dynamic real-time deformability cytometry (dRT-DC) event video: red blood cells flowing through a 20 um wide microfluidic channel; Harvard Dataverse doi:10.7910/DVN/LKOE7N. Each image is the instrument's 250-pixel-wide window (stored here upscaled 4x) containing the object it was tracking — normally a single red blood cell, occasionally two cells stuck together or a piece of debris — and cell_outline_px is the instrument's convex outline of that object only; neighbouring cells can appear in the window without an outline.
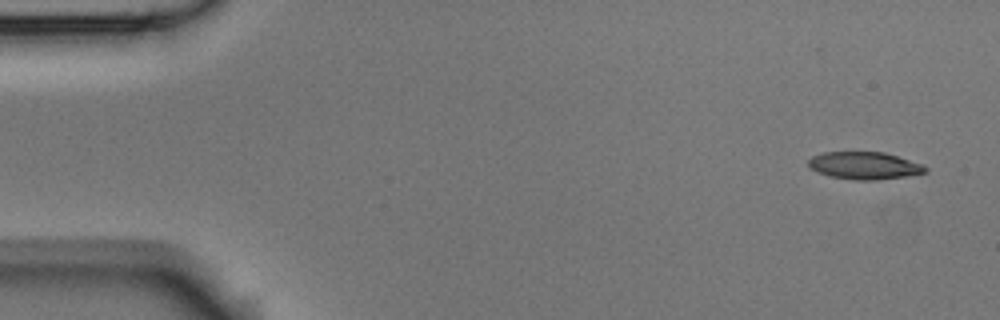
{"species": "Egyptian fruit bat (a non-hibernating species)", "species_latin": "Rousettus aegyptiacus", "temperature_condition": "room temperature", "stored_images_in_passage": 6, "camera_frame_rate_fps": 3000, "um_per_image_px": 0.085, "animal": {"sex": "male"}, "frame": {"image": 1, "passage_image": 1, "time_ms": 0.0, "image_size_px": [1000, 320], "cell_outline_px": [[928, 172], [904, 176], [876, 180], [856, 180], [832, 176], [816, 172], [808, 168], [808, 160], [812, 156], [820, 152], [884, 152], [924, 164], [928, 168]], "centroid_in_image_um": [73.46, 14.06], "position_along_channel_um": 11.5, "area_um2": 18.79}}
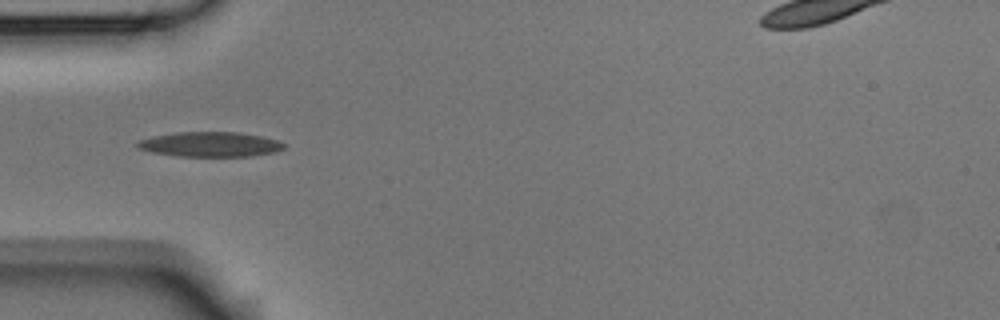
{"frame": {"image": 2, "passage_image": 5, "time_ms": 1.333, "image_size_px": [1000, 320], "cell_outline_px": [[284, 148], [276, 152], [252, 156], [176, 156], [152, 152], [136, 148], [136, 144], [140, 140], [152, 136], [176, 132], [236, 132], [260, 136], [276, 140], [284, 144]], "centroid_in_image_um": [17.83, 12.27], "position_along_channel_um": 67.2, "area_um2": 21.15}}
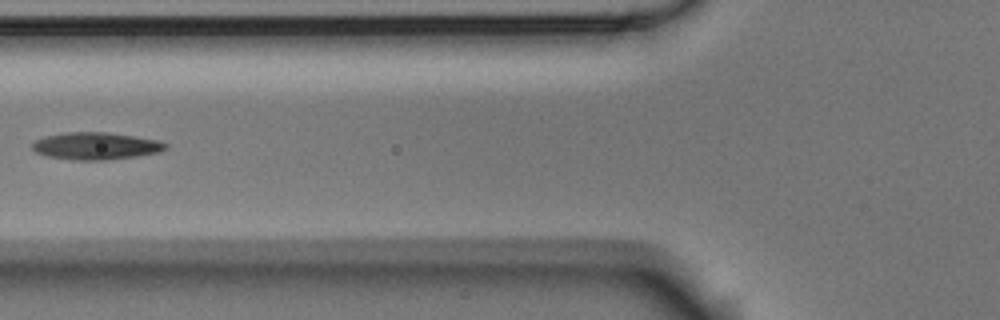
{"frame": {"image": 3, "passage_image": 6, "time_ms": 1.667, "image_size_px": [1000, 320], "cell_outline_px": [[168, 148], [160, 152], [136, 156], [104, 160], [76, 160], [44, 156], [36, 152], [32, 148], [32, 144], [36, 140], [44, 136], [64, 132], [108, 132], [160, 140], [168, 144]], "centroid_in_image_um": [8.16, 12.4], "position_along_channel_um": 117.6, "area_um2": 21.33}}